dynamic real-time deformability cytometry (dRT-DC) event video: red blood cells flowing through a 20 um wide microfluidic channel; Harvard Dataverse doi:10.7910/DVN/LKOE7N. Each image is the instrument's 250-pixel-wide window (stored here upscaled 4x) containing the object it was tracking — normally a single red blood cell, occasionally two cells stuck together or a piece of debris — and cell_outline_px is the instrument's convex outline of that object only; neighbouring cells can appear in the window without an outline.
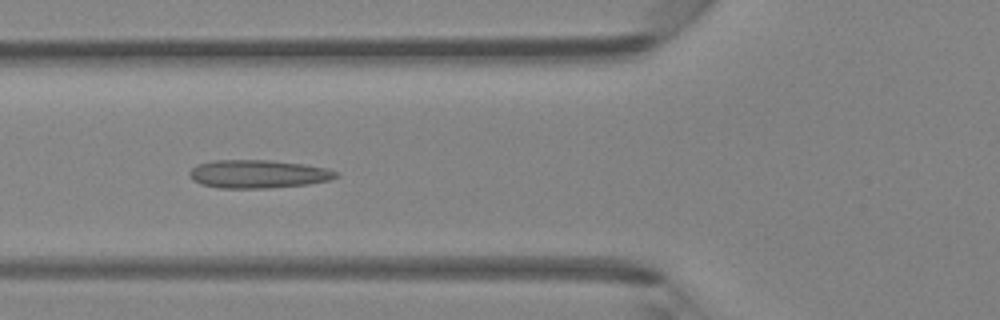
{"species": "Egyptian fruit bat (a non-hibernating species)", "species_latin": "Rousettus aegyptiacus", "temperature_condition": "room temperature", "stored_images_in_passage": 5, "camera_frame_rate_fps": 3000, "um_per_image_px": 0.085, "animal": {"sex": "female"}, "frame": {"image": 1, "passage_image": 5, "time_ms": 4.333, "image_size_px": [1000, 320], "cell_outline_px": [[340, 176], [328, 180], [308, 184], [268, 188], [220, 188], [200, 184], [192, 180], [188, 172], [196, 164], [212, 160], [268, 160], [304, 164], [328, 168], [340, 172]], "centroid_in_image_um": [21.94, 14.78], "position_along_channel_um": 103.9, "area_um2": 24.33}}